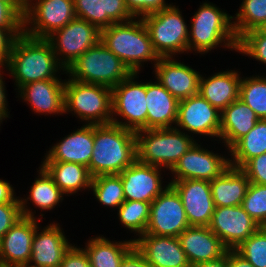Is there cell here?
<instances>
[{
	"label": "cell",
	"instance_id": "cell-9",
	"mask_svg": "<svg viewBox=\"0 0 266 267\" xmlns=\"http://www.w3.org/2000/svg\"><path fill=\"white\" fill-rule=\"evenodd\" d=\"M137 74L131 73L112 88L111 123L134 132L147 130L146 83L135 81ZM116 114L126 122H120Z\"/></svg>",
	"mask_w": 266,
	"mask_h": 267
},
{
	"label": "cell",
	"instance_id": "cell-23",
	"mask_svg": "<svg viewBox=\"0 0 266 267\" xmlns=\"http://www.w3.org/2000/svg\"><path fill=\"white\" fill-rule=\"evenodd\" d=\"M51 223L41 232L36 228L29 263L39 267H60L65 253L72 246L60 225Z\"/></svg>",
	"mask_w": 266,
	"mask_h": 267
},
{
	"label": "cell",
	"instance_id": "cell-32",
	"mask_svg": "<svg viewBox=\"0 0 266 267\" xmlns=\"http://www.w3.org/2000/svg\"><path fill=\"white\" fill-rule=\"evenodd\" d=\"M229 152L230 166L240 169L250 159L266 153V119H260L248 134L229 149Z\"/></svg>",
	"mask_w": 266,
	"mask_h": 267
},
{
	"label": "cell",
	"instance_id": "cell-31",
	"mask_svg": "<svg viewBox=\"0 0 266 267\" xmlns=\"http://www.w3.org/2000/svg\"><path fill=\"white\" fill-rule=\"evenodd\" d=\"M39 169V177L35 178L36 180L32 183L29 197H27V199H19L22 215L24 217L35 218L32 210L27 208V201L31 200L35 206L41 210H51L59 204L60 201L62 202L64 197V193L53 182V179L48 173L42 167Z\"/></svg>",
	"mask_w": 266,
	"mask_h": 267
},
{
	"label": "cell",
	"instance_id": "cell-33",
	"mask_svg": "<svg viewBox=\"0 0 266 267\" xmlns=\"http://www.w3.org/2000/svg\"><path fill=\"white\" fill-rule=\"evenodd\" d=\"M235 15L236 17L232 16V23L239 40L245 33L256 30L266 21V0H243Z\"/></svg>",
	"mask_w": 266,
	"mask_h": 267
},
{
	"label": "cell",
	"instance_id": "cell-4",
	"mask_svg": "<svg viewBox=\"0 0 266 267\" xmlns=\"http://www.w3.org/2000/svg\"><path fill=\"white\" fill-rule=\"evenodd\" d=\"M135 135L137 160L169 170L196 143L191 135L181 132L175 126L139 130Z\"/></svg>",
	"mask_w": 266,
	"mask_h": 267
},
{
	"label": "cell",
	"instance_id": "cell-2",
	"mask_svg": "<svg viewBox=\"0 0 266 267\" xmlns=\"http://www.w3.org/2000/svg\"><path fill=\"white\" fill-rule=\"evenodd\" d=\"M136 159L134 131L113 123L94 125L93 154L88 166L92 177L120 174Z\"/></svg>",
	"mask_w": 266,
	"mask_h": 267
},
{
	"label": "cell",
	"instance_id": "cell-46",
	"mask_svg": "<svg viewBox=\"0 0 266 267\" xmlns=\"http://www.w3.org/2000/svg\"><path fill=\"white\" fill-rule=\"evenodd\" d=\"M24 33V28H0V66H6L15 39Z\"/></svg>",
	"mask_w": 266,
	"mask_h": 267
},
{
	"label": "cell",
	"instance_id": "cell-27",
	"mask_svg": "<svg viewBox=\"0 0 266 267\" xmlns=\"http://www.w3.org/2000/svg\"><path fill=\"white\" fill-rule=\"evenodd\" d=\"M259 120L247 104L237 99L221 112L219 139L223 140L229 150L240 138L248 134Z\"/></svg>",
	"mask_w": 266,
	"mask_h": 267
},
{
	"label": "cell",
	"instance_id": "cell-17",
	"mask_svg": "<svg viewBox=\"0 0 266 267\" xmlns=\"http://www.w3.org/2000/svg\"><path fill=\"white\" fill-rule=\"evenodd\" d=\"M161 167L139 162L137 159L119 175L122 180L125 201L151 203L170 184L162 188Z\"/></svg>",
	"mask_w": 266,
	"mask_h": 267
},
{
	"label": "cell",
	"instance_id": "cell-44",
	"mask_svg": "<svg viewBox=\"0 0 266 267\" xmlns=\"http://www.w3.org/2000/svg\"><path fill=\"white\" fill-rule=\"evenodd\" d=\"M22 217L20 203L0 204V239Z\"/></svg>",
	"mask_w": 266,
	"mask_h": 267
},
{
	"label": "cell",
	"instance_id": "cell-26",
	"mask_svg": "<svg viewBox=\"0 0 266 267\" xmlns=\"http://www.w3.org/2000/svg\"><path fill=\"white\" fill-rule=\"evenodd\" d=\"M241 77L235 70L200 77L198 93L213 107L222 112L232 102L239 99Z\"/></svg>",
	"mask_w": 266,
	"mask_h": 267
},
{
	"label": "cell",
	"instance_id": "cell-29",
	"mask_svg": "<svg viewBox=\"0 0 266 267\" xmlns=\"http://www.w3.org/2000/svg\"><path fill=\"white\" fill-rule=\"evenodd\" d=\"M41 167L65 195H72L83 188L90 190L93 177L87 166L70 162H42Z\"/></svg>",
	"mask_w": 266,
	"mask_h": 267
},
{
	"label": "cell",
	"instance_id": "cell-49",
	"mask_svg": "<svg viewBox=\"0 0 266 267\" xmlns=\"http://www.w3.org/2000/svg\"><path fill=\"white\" fill-rule=\"evenodd\" d=\"M14 189L10 183L0 179V204L20 203L19 197H15Z\"/></svg>",
	"mask_w": 266,
	"mask_h": 267
},
{
	"label": "cell",
	"instance_id": "cell-7",
	"mask_svg": "<svg viewBox=\"0 0 266 267\" xmlns=\"http://www.w3.org/2000/svg\"><path fill=\"white\" fill-rule=\"evenodd\" d=\"M64 112H74L88 124H109L112 121V88L65 80Z\"/></svg>",
	"mask_w": 266,
	"mask_h": 267
},
{
	"label": "cell",
	"instance_id": "cell-54",
	"mask_svg": "<svg viewBox=\"0 0 266 267\" xmlns=\"http://www.w3.org/2000/svg\"><path fill=\"white\" fill-rule=\"evenodd\" d=\"M257 30L262 34L266 36V21L259 27Z\"/></svg>",
	"mask_w": 266,
	"mask_h": 267
},
{
	"label": "cell",
	"instance_id": "cell-13",
	"mask_svg": "<svg viewBox=\"0 0 266 267\" xmlns=\"http://www.w3.org/2000/svg\"><path fill=\"white\" fill-rule=\"evenodd\" d=\"M208 228L227 249H235L255 233L260 225L240 205L215 207Z\"/></svg>",
	"mask_w": 266,
	"mask_h": 267
},
{
	"label": "cell",
	"instance_id": "cell-37",
	"mask_svg": "<svg viewBox=\"0 0 266 267\" xmlns=\"http://www.w3.org/2000/svg\"><path fill=\"white\" fill-rule=\"evenodd\" d=\"M235 250L254 267H266V227H260Z\"/></svg>",
	"mask_w": 266,
	"mask_h": 267
},
{
	"label": "cell",
	"instance_id": "cell-20",
	"mask_svg": "<svg viewBox=\"0 0 266 267\" xmlns=\"http://www.w3.org/2000/svg\"><path fill=\"white\" fill-rule=\"evenodd\" d=\"M38 227L36 217H22L0 239V263H29L32 241Z\"/></svg>",
	"mask_w": 266,
	"mask_h": 267
},
{
	"label": "cell",
	"instance_id": "cell-30",
	"mask_svg": "<svg viewBox=\"0 0 266 267\" xmlns=\"http://www.w3.org/2000/svg\"><path fill=\"white\" fill-rule=\"evenodd\" d=\"M84 250L91 267H119L124 256L134 247L133 240L115 242L104 236L89 239Z\"/></svg>",
	"mask_w": 266,
	"mask_h": 267
},
{
	"label": "cell",
	"instance_id": "cell-53",
	"mask_svg": "<svg viewBox=\"0 0 266 267\" xmlns=\"http://www.w3.org/2000/svg\"><path fill=\"white\" fill-rule=\"evenodd\" d=\"M12 4L23 16L27 9L28 0H4Z\"/></svg>",
	"mask_w": 266,
	"mask_h": 267
},
{
	"label": "cell",
	"instance_id": "cell-1",
	"mask_svg": "<svg viewBox=\"0 0 266 267\" xmlns=\"http://www.w3.org/2000/svg\"><path fill=\"white\" fill-rule=\"evenodd\" d=\"M5 68L14 77L18 89L31 82L58 79V70L65 71L47 39L25 33L15 39Z\"/></svg>",
	"mask_w": 266,
	"mask_h": 267
},
{
	"label": "cell",
	"instance_id": "cell-41",
	"mask_svg": "<svg viewBox=\"0 0 266 267\" xmlns=\"http://www.w3.org/2000/svg\"><path fill=\"white\" fill-rule=\"evenodd\" d=\"M77 18L86 20L102 30V3L100 0H74Z\"/></svg>",
	"mask_w": 266,
	"mask_h": 267
},
{
	"label": "cell",
	"instance_id": "cell-42",
	"mask_svg": "<svg viewBox=\"0 0 266 267\" xmlns=\"http://www.w3.org/2000/svg\"><path fill=\"white\" fill-rule=\"evenodd\" d=\"M241 170L250 183L266 185V153L250 159Z\"/></svg>",
	"mask_w": 266,
	"mask_h": 267
},
{
	"label": "cell",
	"instance_id": "cell-8",
	"mask_svg": "<svg viewBox=\"0 0 266 267\" xmlns=\"http://www.w3.org/2000/svg\"><path fill=\"white\" fill-rule=\"evenodd\" d=\"M141 19L159 57H174L188 51L189 28L178 7L170 5Z\"/></svg>",
	"mask_w": 266,
	"mask_h": 267
},
{
	"label": "cell",
	"instance_id": "cell-22",
	"mask_svg": "<svg viewBox=\"0 0 266 267\" xmlns=\"http://www.w3.org/2000/svg\"><path fill=\"white\" fill-rule=\"evenodd\" d=\"M178 238L191 267L219 259L228 250L208 226H190Z\"/></svg>",
	"mask_w": 266,
	"mask_h": 267
},
{
	"label": "cell",
	"instance_id": "cell-11",
	"mask_svg": "<svg viewBox=\"0 0 266 267\" xmlns=\"http://www.w3.org/2000/svg\"><path fill=\"white\" fill-rule=\"evenodd\" d=\"M32 1L28 0L24 14V33L30 37L46 39L76 18L74 0H36L35 4Z\"/></svg>",
	"mask_w": 266,
	"mask_h": 267
},
{
	"label": "cell",
	"instance_id": "cell-34",
	"mask_svg": "<svg viewBox=\"0 0 266 267\" xmlns=\"http://www.w3.org/2000/svg\"><path fill=\"white\" fill-rule=\"evenodd\" d=\"M90 189L104 206L116 207L125 201L122 180L119 174L98 175L92 178Z\"/></svg>",
	"mask_w": 266,
	"mask_h": 267
},
{
	"label": "cell",
	"instance_id": "cell-6",
	"mask_svg": "<svg viewBox=\"0 0 266 267\" xmlns=\"http://www.w3.org/2000/svg\"><path fill=\"white\" fill-rule=\"evenodd\" d=\"M65 73H69V78L77 82L101 84L113 88L132 72L99 41L71 63Z\"/></svg>",
	"mask_w": 266,
	"mask_h": 267
},
{
	"label": "cell",
	"instance_id": "cell-48",
	"mask_svg": "<svg viewBox=\"0 0 266 267\" xmlns=\"http://www.w3.org/2000/svg\"><path fill=\"white\" fill-rule=\"evenodd\" d=\"M119 267H151L135 246L124 256Z\"/></svg>",
	"mask_w": 266,
	"mask_h": 267
},
{
	"label": "cell",
	"instance_id": "cell-3",
	"mask_svg": "<svg viewBox=\"0 0 266 267\" xmlns=\"http://www.w3.org/2000/svg\"><path fill=\"white\" fill-rule=\"evenodd\" d=\"M113 25L101 30L100 41L112 51L132 73H138L142 63L160 57L155 52L148 31L141 18Z\"/></svg>",
	"mask_w": 266,
	"mask_h": 267
},
{
	"label": "cell",
	"instance_id": "cell-21",
	"mask_svg": "<svg viewBox=\"0 0 266 267\" xmlns=\"http://www.w3.org/2000/svg\"><path fill=\"white\" fill-rule=\"evenodd\" d=\"M94 124L83 125L52 146L43 162H70L89 166L93 154Z\"/></svg>",
	"mask_w": 266,
	"mask_h": 267
},
{
	"label": "cell",
	"instance_id": "cell-38",
	"mask_svg": "<svg viewBox=\"0 0 266 267\" xmlns=\"http://www.w3.org/2000/svg\"><path fill=\"white\" fill-rule=\"evenodd\" d=\"M241 206L260 227H266V185L250 183Z\"/></svg>",
	"mask_w": 266,
	"mask_h": 267
},
{
	"label": "cell",
	"instance_id": "cell-18",
	"mask_svg": "<svg viewBox=\"0 0 266 267\" xmlns=\"http://www.w3.org/2000/svg\"><path fill=\"white\" fill-rule=\"evenodd\" d=\"M132 240L151 267H191L178 237L143 234Z\"/></svg>",
	"mask_w": 266,
	"mask_h": 267
},
{
	"label": "cell",
	"instance_id": "cell-57",
	"mask_svg": "<svg viewBox=\"0 0 266 267\" xmlns=\"http://www.w3.org/2000/svg\"><path fill=\"white\" fill-rule=\"evenodd\" d=\"M5 118H7V117L4 116V115H1V114H0V124H1V122L3 121V119L5 120Z\"/></svg>",
	"mask_w": 266,
	"mask_h": 267
},
{
	"label": "cell",
	"instance_id": "cell-56",
	"mask_svg": "<svg viewBox=\"0 0 266 267\" xmlns=\"http://www.w3.org/2000/svg\"><path fill=\"white\" fill-rule=\"evenodd\" d=\"M0 267H16V265H7L0 263Z\"/></svg>",
	"mask_w": 266,
	"mask_h": 267
},
{
	"label": "cell",
	"instance_id": "cell-39",
	"mask_svg": "<svg viewBox=\"0 0 266 267\" xmlns=\"http://www.w3.org/2000/svg\"><path fill=\"white\" fill-rule=\"evenodd\" d=\"M237 52L266 64V36L257 29L245 33L238 40Z\"/></svg>",
	"mask_w": 266,
	"mask_h": 267
},
{
	"label": "cell",
	"instance_id": "cell-10",
	"mask_svg": "<svg viewBox=\"0 0 266 267\" xmlns=\"http://www.w3.org/2000/svg\"><path fill=\"white\" fill-rule=\"evenodd\" d=\"M100 38L101 31L96 26L76 17L46 39L50 42L58 62L66 70L86 50L97 44Z\"/></svg>",
	"mask_w": 266,
	"mask_h": 267
},
{
	"label": "cell",
	"instance_id": "cell-52",
	"mask_svg": "<svg viewBox=\"0 0 266 267\" xmlns=\"http://www.w3.org/2000/svg\"><path fill=\"white\" fill-rule=\"evenodd\" d=\"M192 267H229V265H228V250L219 259L207 261V262H202V263L196 264Z\"/></svg>",
	"mask_w": 266,
	"mask_h": 267
},
{
	"label": "cell",
	"instance_id": "cell-40",
	"mask_svg": "<svg viewBox=\"0 0 266 267\" xmlns=\"http://www.w3.org/2000/svg\"><path fill=\"white\" fill-rule=\"evenodd\" d=\"M102 3V29L114 23H123L134 18L124 0H100Z\"/></svg>",
	"mask_w": 266,
	"mask_h": 267
},
{
	"label": "cell",
	"instance_id": "cell-19",
	"mask_svg": "<svg viewBox=\"0 0 266 267\" xmlns=\"http://www.w3.org/2000/svg\"><path fill=\"white\" fill-rule=\"evenodd\" d=\"M157 81L178 101L198 94L201 75L173 57H160L153 66Z\"/></svg>",
	"mask_w": 266,
	"mask_h": 267
},
{
	"label": "cell",
	"instance_id": "cell-24",
	"mask_svg": "<svg viewBox=\"0 0 266 267\" xmlns=\"http://www.w3.org/2000/svg\"><path fill=\"white\" fill-rule=\"evenodd\" d=\"M59 79H47L31 82L21 86L18 92L24 101L30 104L37 114H63L64 84Z\"/></svg>",
	"mask_w": 266,
	"mask_h": 267
},
{
	"label": "cell",
	"instance_id": "cell-51",
	"mask_svg": "<svg viewBox=\"0 0 266 267\" xmlns=\"http://www.w3.org/2000/svg\"><path fill=\"white\" fill-rule=\"evenodd\" d=\"M3 66H0V68H2ZM1 71L2 69H0V114L4 115L6 117L9 118V112L7 111V99H6V89L5 85H4V81H3V76L1 75Z\"/></svg>",
	"mask_w": 266,
	"mask_h": 267
},
{
	"label": "cell",
	"instance_id": "cell-14",
	"mask_svg": "<svg viewBox=\"0 0 266 267\" xmlns=\"http://www.w3.org/2000/svg\"><path fill=\"white\" fill-rule=\"evenodd\" d=\"M197 142L171 169L174 179L171 181L198 179L212 181L230 167V158L225 159L218 153L200 147Z\"/></svg>",
	"mask_w": 266,
	"mask_h": 267
},
{
	"label": "cell",
	"instance_id": "cell-50",
	"mask_svg": "<svg viewBox=\"0 0 266 267\" xmlns=\"http://www.w3.org/2000/svg\"><path fill=\"white\" fill-rule=\"evenodd\" d=\"M229 267H254L247 259L241 256L235 249H228Z\"/></svg>",
	"mask_w": 266,
	"mask_h": 267
},
{
	"label": "cell",
	"instance_id": "cell-16",
	"mask_svg": "<svg viewBox=\"0 0 266 267\" xmlns=\"http://www.w3.org/2000/svg\"><path fill=\"white\" fill-rule=\"evenodd\" d=\"M169 184L180 195L190 226H208L215 209L210 181L186 179Z\"/></svg>",
	"mask_w": 266,
	"mask_h": 267
},
{
	"label": "cell",
	"instance_id": "cell-47",
	"mask_svg": "<svg viewBox=\"0 0 266 267\" xmlns=\"http://www.w3.org/2000/svg\"><path fill=\"white\" fill-rule=\"evenodd\" d=\"M60 267H91V265L85 250L72 245L65 253Z\"/></svg>",
	"mask_w": 266,
	"mask_h": 267
},
{
	"label": "cell",
	"instance_id": "cell-43",
	"mask_svg": "<svg viewBox=\"0 0 266 267\" xmlns=\"http://www.w3.org/2000/svg\"><path fill=\"white\" fill-rule=\"evenodd\" d=\"M129 12L136 18H141L161 9L169 7L171 4L165 3V0H124Z\"/></svg>",
	"mask_w": 266,
	"mask_h": 267
},
{
	"label": "cell",
	"instance_id": "cell-15",
	"mask_svg": "<svg viewBox=\"0 0 266 267\" xmlns=\"http://www.w3.org/2000/svg\"><path fill=\"white\" fill-rule=\"evenodd\" d=\"M220 117L221 112L198 93L179 101L176 128L218 138Z\"/></svg>",
	"mask_w": 266,
	"mask_h": 267
},
{
	"label": "cell",
	"instance_id": "cell-28",
	"mask_svg": "<svg viewBox=\"0 0 266 267\" xmlns=\"http://www.w3.org/2000/svg\"><path fill=\"white\" fill-rule=\"evenodd\" d=\"M250 181L240 169L230 166L220 176L210 181L215 207L240 206Z\"/></svg>",
	"mask_w": 266,
	"mask_h": 267
},
{
	"label": "cell",
	"instance_id": "cell-5",
	"mask_svg": "<svg viewBox=\"0 0 266 267\" xmlns=\"http://www.w3.org/2000/svg\"><path fill=\"white\" fill-rule=\"evenodd\" d=\"M232 16L211 3L200 5L191 20L188 51L205 54L219 44L237 51L238 38L231 22ZM191 32V33H190Z\"/></svg>",
	"mask_w": 266,
	"mask_h": 267
},
{
	"label": "cell",
	"instance_id": "cell-25",
	"mask_svg": "<svg viewBox=\"0 0 266 267\" xmlns=\"http://www.w3.org/2000/svg\"><path fill=\"white\" fill-rule=\"evenodd\" d=\"M147 129L172 128L179 101L158 81L146 83Z\"/></svg>",
	"mask_w": 266,
	"mask_h": 267
},
{
	"label": "cell",
	"instance_id": "cell-36",
	"mask_svg": "<svg viewBox=\"0 0 266 267\" xmlns=\"http://www.w3.org/2000/svg\"><path fill=\"white\" fill-rule=\"evenodd\" d=\"M150 206L151 203L144 201H124L117 210L118 218L123 226L141 236L146 232Z\"/></svg>",
	"mask_w": 266,
	"mask_h": 267
},
{
	"label": "cell",
	"instance_id": "cell-55",
	"mask_svg": "<svg viewBox=\"0 0 266 267\" xmlns=\"http://www.w3.org/2000/svg\"><path fill=\"white\" fill-rule=\"evenodd\" d=\"M16 267H39V266H34L31 265L30 263H25V264H18L16 265Z\"/></svg>",
	"mask_w": 266,
	"mask_h": 267
},
{
	"label": "cell",
	"instance_id": "cell-12",
	"mask_svg": "<svg viewBox=\"0 0 266 267\" xmlns=\"http://www.w3.org/2000/svg\"><path fill=\"white\" fill-rule=\"evenodd\" d=\"M190 227L180 195L169 185L150 206V218L145 234L154 236L179 235Z\"/></svg>",
	"mask_w": 266,
	"mask_h": 267
},
{
	"label": "cell",
	"instance_id": "cell-45",
	"mask_svg": "<svg viewBox=\"0 0 266 267\" xmlns=\"http://www.w3.org/2000/svg\"><path fill=\"white\" fill-rule=\"evenodd\" d=\"M0 28H24V16L4 0H0Z\"/></svg>",
	"mask_w": 266,
	"mask_h": 267
},
{
	"label": "cell",
	"instance_id": "cell-35",
	"mask_svg": "<svg viewBox=\"0 0 266 267\" xmlns=\"http://www.w3.org/2000/svg\"><path fill=\"white\" fill-rule=\"evenodd\" d=\"M241 78L239 99L259 117L266 119V76Z\"/></svg>",
	"mask_w": 266,
	"mask_h": 267
}]
</instances>
